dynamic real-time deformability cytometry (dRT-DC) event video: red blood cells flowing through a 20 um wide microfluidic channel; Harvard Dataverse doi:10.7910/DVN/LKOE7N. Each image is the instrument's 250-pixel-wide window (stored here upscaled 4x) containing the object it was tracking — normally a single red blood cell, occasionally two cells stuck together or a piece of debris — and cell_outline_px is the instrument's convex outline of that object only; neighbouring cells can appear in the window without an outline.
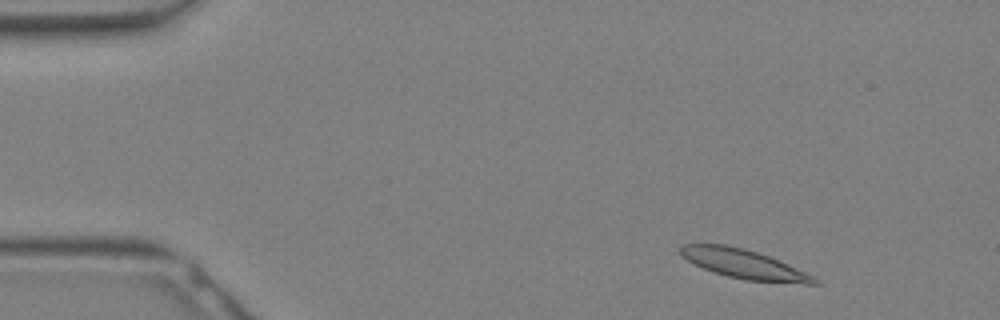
{"species": "Egyptian fruit bat (a non-hibernating species)", "species_latin": "Rousettus aegyptiacus", "temperature_condition": "warm", "stored_images_in_passage": 31, "camera_frame_rate_fps": 3000, "um_per_image_px": 0.085, "animal": {"sex": "female"}, "frame": {"image": 1, "passage_image": 3, "time_ms": 0.667, "image_size_px": [1000, 320], "cell_outline_px": [[820, 284], [804, 284], [744, 280], [728, 276], [704, 268], [680, 256], [680, 244], [724, 244], [744, 248], [768, 256], [816, 276], [820, 280]], "centroid_in_image_um": [63.28, 22.45], "position_along_channel_um": 21.7, "area_um2": 22.72}}
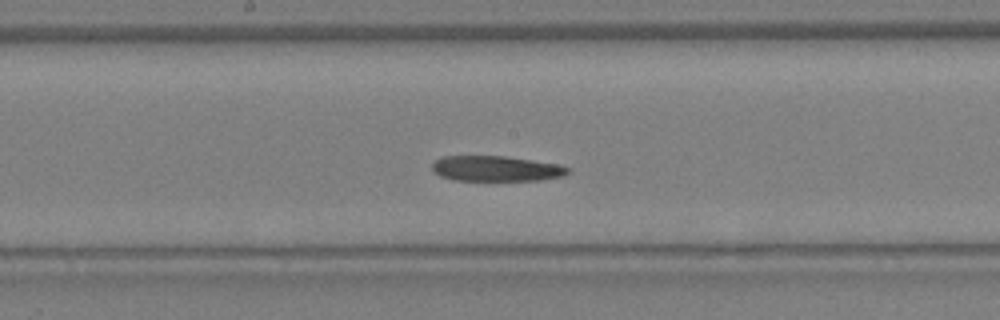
{"frame": {"image": 2, "passage_image": 16, "time_ms": 5.0, "image_size_px": [1000, 320], "cell_outline_px": [[572, 168], [564, 176], [540, 180], [452, 180], [440, 176], [432, 168], [432, 164], [436, 160], [444, 156], [504, 156], [560, 164]], "centroid_in_image_um": [42.21, 14.33], "position_along_channel_um": 206.0, "area_um2": 20.06}}
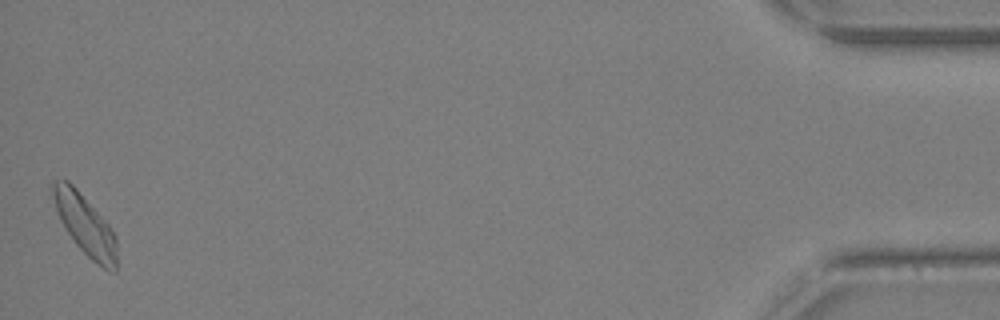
{"frame": {"image": 3, "passage_image": 31, "time_ms": 10.0, "image_size_px": [1000, 320], "cell_outline_px": [[116, 272], [104, 268], [96, 264], [76, 244], [60, 220], [52, 196], [52, 184], [56, 180], [68, 180], [76, 188], [112, 228], [116, 236]], "centroid_in_image_um": [7.25, 19.11], "position_along_channel_um": 428.0, "area_um2": 22.02}}